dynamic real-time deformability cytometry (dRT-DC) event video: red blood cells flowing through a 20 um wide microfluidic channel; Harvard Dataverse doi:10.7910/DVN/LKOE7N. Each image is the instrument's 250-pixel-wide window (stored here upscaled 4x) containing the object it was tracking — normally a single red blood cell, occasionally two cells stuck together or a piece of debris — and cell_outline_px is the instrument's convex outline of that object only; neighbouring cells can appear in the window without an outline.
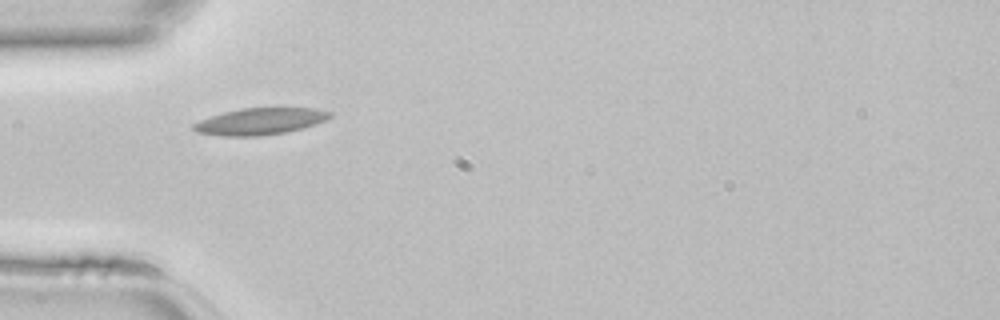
{"species": "common noctule bat (a hibernating species)", "species_latin": "Nyctalus noctula", "temperature_condition": "room temperature", "stored_images_in_passage": 28, "camera_frame_rate_fps": 3000, "um_per_image_px": 0.085, "animal": {"sex": "female", "body_mass_g": 22.7, "forearm_length_mm": 54.2}, "frame": {"image": 1, "passage_image": 1, "time_ms": 0.0, "image_size_px": [1000, 320], "cell_outline_px": [[332, 116], [316, 124], [304, 128], [288, 132], [260, 136], [224, 136], [196, 132], [192, 128], [192, 124], [200, 120], [224, 112], [240, 108], [316, 108], [332, 112]], "centroid_in_image_um": [22.13, 10.32], "position_along_channel_um": 62.9, "area_um2": 21.27}}